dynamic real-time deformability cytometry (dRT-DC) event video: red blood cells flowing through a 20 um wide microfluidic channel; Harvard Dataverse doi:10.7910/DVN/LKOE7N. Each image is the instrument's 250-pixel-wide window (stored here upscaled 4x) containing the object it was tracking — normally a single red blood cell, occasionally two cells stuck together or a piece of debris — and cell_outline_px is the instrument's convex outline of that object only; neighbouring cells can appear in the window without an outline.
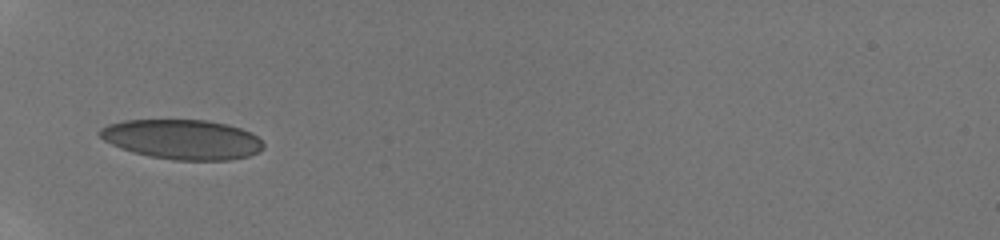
{"species": "human", "species_latin": "Homo sapiens", "temperature_condition": "room temperature", "stored_images_in_passage": 32, "camera_frame_rate_fps": 3000, "um_per_image_px": 0.085, "donor": {"sex": "male"}, "frame": {"image": 1, "passage_image": 1, "time_ms": 0.0, "image_size_px": [1000, 240], "cell_outline_px": [[264, 148], [260, 152], [248, 156], [228, 160], [172, 160], [132, 152], [120, 148], [104, 140], [96, 132], [100, 128], [108, 124], [124, 120], [208, 120], [228, 124], [252, 132], [264, 144]], "centroid_in_image_um": [15.5, 11.84], "position_along_channel_um": 69.5, "area_um2": 38.09}}
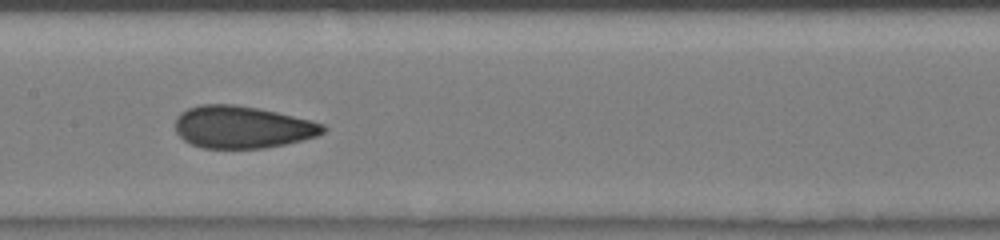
{"frame": {"image": 2, "passage_image": 10, "time_ms": 3.0, "image_size_px": [1000, 240], "cell_outline_px": [[328, 128], [324, 132], [316, 136], [304, 140], [264, 148], [204, 148], [192, 144], [184, 140], [176, 132], [176, 116], [180, 112], [188, 108], [200, 104], [236, 104], [276, 112], [312, 120], [324, 124]], "centroid_in_image_um": [20.6, 10.8], "position_along_channel_um": 186.8, "area_um2": 36.47}}
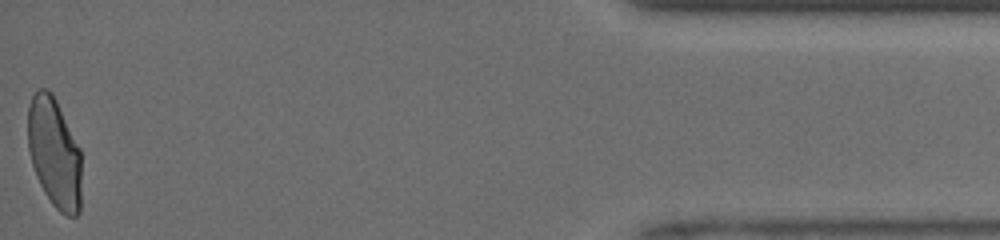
{"frame": {"image": 3, "passage_image": 32, "time_ms": 10.333, "image_size_px": [1000, 240], "cell_outline_px": [[80, 212], [76, 216], [68, 216], [60, 212], [52, 204], [44, 192], [36, 176], [32, 164], [28, 148], [28, 104], [32, 96], [40, 88], [48, 88], [52, 92], [80, 148]], "centroid_in_image_um": [4.61, 12.98], "position_along_channel_um": 430.6, "area_um2": 34.39}, "authors_computed_cell_mechanics": {"area_um2": 36.1539, "velocity_mm_per_s": 4.2131, "shape_relaxation_time_tau1_ms": 4.6764, "shape_relaxation_time_tau2_ms": 0.7502, "deformation_change_tau1": 0.1295, "deformation_change_tau2": 0.0504}}